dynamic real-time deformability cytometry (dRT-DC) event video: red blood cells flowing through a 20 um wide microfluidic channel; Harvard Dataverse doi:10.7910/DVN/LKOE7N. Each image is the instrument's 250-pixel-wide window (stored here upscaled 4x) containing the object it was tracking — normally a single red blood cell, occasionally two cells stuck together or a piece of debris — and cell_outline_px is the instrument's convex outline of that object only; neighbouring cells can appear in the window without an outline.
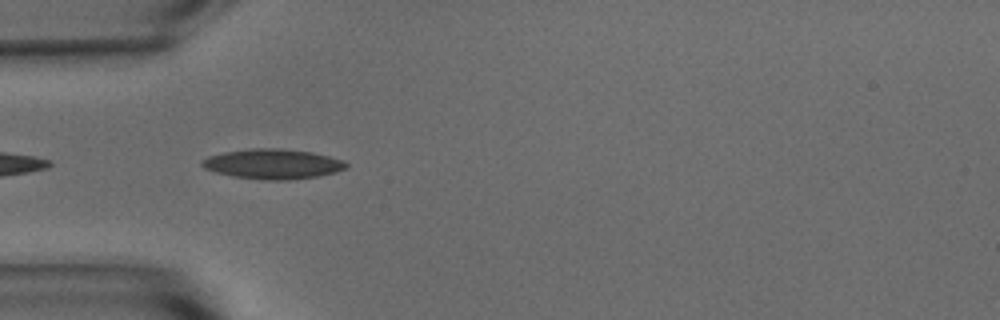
{"species": "common noctule bat (a hibernating species)", "species_latin": "Nyctalus noctula", "temperature_condition": "warm", "stored_images_in_passage": 8, "camera_frame_rate_fps": 3000, "um_per_image_px": 0.085, "animal": {"sex": "male", "body_mass_g": 15.6}, "frame": {"image": 1, "passage_image": 2, "time_ms": 0.333, "image_size_px": [1000, 320], "cell_outline_px": [[348, 164], [344, 168], [336, 172], [320, 176], [288, 180], [264, 180], [232, 176], [216, 172], [204, 168], [200, 164], [200, 160], [208, 156], [224, 152], [248, 148], [280, 148], [312, 152], [344, 160]], "centroid_in_image_um": [23.16, 13.93], "position_along_channel_um": 61.8, "area_um2": 25.32}}